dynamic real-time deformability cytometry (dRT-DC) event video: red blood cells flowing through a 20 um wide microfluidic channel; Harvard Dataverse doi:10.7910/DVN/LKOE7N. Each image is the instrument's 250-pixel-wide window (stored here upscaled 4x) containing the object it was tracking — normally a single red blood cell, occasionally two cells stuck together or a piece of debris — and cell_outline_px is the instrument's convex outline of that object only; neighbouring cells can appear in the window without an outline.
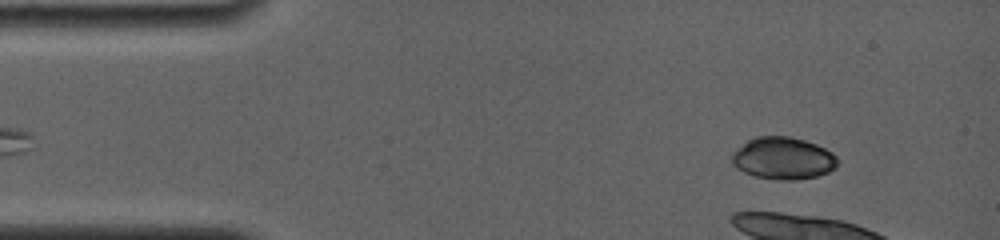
{"species": "common noctule bat (a hibernating species)", "species_latin": "Nyctalus noctula", "temperature_condition": "room temperature", "stored_images_in_passage": 17, "camera_frame_rate_fps": 4000, "um_per_image_px": 0.085, "animal": {"sex": "female", "body_mass_g": 19.0, "forearm_length_mm": 56.7}, "frame": {"image": 1, "passage_image": 9, "time_ms": 1.5, "image_size_px": [1000, 240], "cell_outline_px": [[836, 168], [828, 172], [816, 176], [796, 180], [780, 180], [752, 176], [736, 168], [732, 164], [732, 152], [736, 148], [748, 140], [756, 136], [788, 136], [804, 140], [816, 144], [832, 152], [836, 156]], "centroid_in_image_um": [66.53, 13.45], "position_along_channel_um": 18.5, "area_um2": 26.07}}